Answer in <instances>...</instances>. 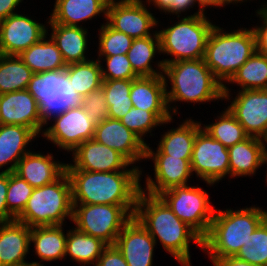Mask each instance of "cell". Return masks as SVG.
Listing matches in <instances>:
<instances>
[{"instance_id":"cell-22","label":"cell","mask_w":267,"mask_h":266,"mask_svg":"<svg viewBox=\"0 0 267 266\" xmlns=\"http://www.w3.org/2000/svg\"><path fill=\"white\" fill-rule=\"evenodd\" d=\"M52 160L53 156L51 154L45 156L29 151L19 160L14 173L33 188L50 184L65 172L66 167V164Z\"/></svg>"},{"instance_id":"cell-50","label":"cell","mask_w":267,"mask_h":266,"mask_svg":"<svg viewBox=\"0 0 267 266\" xmlns=\"http://www.w3.org/2000/svg\"><path fill=\"white\" fill-rule=\"evenodd\" d=\"M195 2V0H177L176 14L181 13V11H186V9L192 7Z\"/></svg>"},{"instance_id":"cell-29","label":"cell","mask_w":267,"mask_h":266,"mask_svg":"<svg viewBox=\"0 0 267 266\" xmlns=\"http://www.w3.org/2000/svg\"><path fill=\"white\" fill-rule=\"evenodd\" d=\"M66 241L62 225L31 228L30 242L34 243L35 253L42 261H54L66 256Z\"/></svg>"},{"instance_id":"cell-28","label":"cell","mask_w":267,"mask_h":266,"mask_svg":"<svg viewBox=\"0 0 267 266\" xmlns=\"http://www.w3.org/2000/svg\"><path fill=\"white\" fill-rule=\"evenodd\" d=\"M44 36L39 42L22 51L19 58L32 70L33 73L64 70L67 65L56 43Z\"/></svg>"},{"instance_id":"cell-34","label":"cell","mask_w":267,"mask_h":266,"mask_svg":"<svg viewBox=\"0 0 267 266\" xmlns=\"http://www.w3.org/2000/svg\"><path fill=\"white\" fill-rule=\"evenodd\" d=\"M108 245L101 239L82 233L74 228L68 231L66 241L67 254L75 261L85 264H95L103 250Z\"/></svg>"},{"instance_id":"cell-31","label":"cell","mask_w":267,"mask_h":266,"mask_svg":"<svg viewBox=\"0 0 267 266\" xmlns=\"http://www.w3.org/2000/svg\"><path fill=\"white\" fill-rule=\"evenodd\" d=\"M100 60L86 61L67 65L64 69L69 85L81 99L102 87V66Z\"/></svg>"},{"instance_id":"cell-49","label":"cell","mask_w":267,"mask_h":266,"mask_svg":"<svg viewBox=\"0 0 267 266\" xmlns=\"http://www.w3.org/2000/svg\"><path fill=\"white\" fill-rule=\"evenodd\" d=\"M154 2V5L165 13H176L177 0H147V2Z\"/></svg>"},{"instance_id":"cell-1","label":"cell","mask_w":267,"mask_h":266,"mask_svg":"<svg viewBox=\"0 0 267 266\" xmlns=\"http://www.w3.org/2000/svg\"><path fill=\"white\" fill-rule=\"evenodd\" d=\"M65 172L71 183L73 204L136 206L142 189L141 171L136 166L113 172L78 169H65Z\"/></svg>"},{"instance_id":"cell-20","label":"cell","mask_w":267,"mask_h":266,"mask_svg":"<svg viewBox=\"0 0 267 266\" xmlns=\"http://www.w3.org/2000/svg\"><path fill=\"white\" fill-rule=\"evenodd\" d=\"M114 245L128 266H152L156 241L134 216L125 224Z\"/></svg>"},{"instance_id":"cell-24","label":"cell","mask_w":267,"mask_h":266,"mask_svg":"<svg viewBox=\"0 0 267 266\" xmlns=\"http://www.w3.org/2000/svg\"><path fill=\"white\" fill-rule=\"evenodd\" d=\"M264 141L266 140L249 136L242 142L228 148L231 177L250 176L255 174L258 167L266 163Z\"/></svg>"},{"instance_id":"cell-15","label":"cell","mask_w":267,"mask_h":266,"mask_svg":"<svg viewBox=\"0 0 267 266\" xmlns=\"http://www.w3.org/2000/svg\"><path fill=\"white\" fill-rule=\"evenodd\" d=\"M146 158L154 160V180H156L147 177V194L158 196L173 187L188 185L186 182L192 174L191 159L165 155L159 148L154 153L148 145H146Z\"/></svg>"},{"instance_id":"cell-16","label":"cell","mask_w":267,"mask_h":266,"mask_svg":"<svg viewBox=\"0 0 267 266\" xmlns=\"http://www.w3.org/2000/svg\"><path fill=\"white\" fill-rule=\"evenodd\" d=\"M46 27L21 14L0 21V54L19 55L48 33Z\"/></svg>"},{"instance_id":"cell-5","label":"cell","mask_w":267,"mask_h":266,"mask_svg":"<svg viewBox=\"0 0 267 266\" xmlns=\"http://www.w3.org/2000/svg\"><path fill=\"white\" fill-rule=\"evenodd\" d=\"M215 26L211 29L204 55V61L215 78L230 81L238 69L256 52L253 29H238L224 33ZM223 79V80H222Z\"/></svg>"},{"instance_id":"cell-27","label":"cell","mask_w":267,"mask_h":266,"mask_svg":"<svg viewBox=\"0 0 267 266\" xmlns=\"http://www.w3.org/2000/svg\"><path fill=\"white\" fill-rule=\"evenodd\" d=\"M52 27L51 37L56 43L66 65L89 61L85 56L87 31L81 26H65L48 21Z\"/></svg>"},{"instance_id":"cell-4","label":"cell","mask_w":267,"mask_h":266,"mask_svg":"<svg viewBox=\"0 0 267 266\" xmlns=\"http://www.w3.org/2000/svg\"><path fill=\"white\" fill-rule=\"evenodd\" d=\"M266 218V211L251 207L237 211L214 213L208 234L203 238V250L207 249L211 261L236 256L249 235Z\"/></svg>"},{"instance_id":"cell-48","label":"cell","mask_w":267,"mask_h":266,"mask_svg":"<svg viewBox=\"0 0 267 266\" xmlns=\"http://www.w3.org/2000/svg\"><path fill=\"white\" fill-rule=\"evenodd\" d=\"M213 264L215 266H257L235 256L218 258L213 262Z\"/></svg>"},{"instance_id":"cell-36","label":"cell","mask_w":267,"mask_h":266,"mask_svg":"<svg viewBox=\"0 0 267 266\" xmlns=\"http://www.w3.org/2000/svg\"><path fill=\"white\" fill-rule=\"evenodd\" d=\"M243 90L267 89V57L255 52L229 81Z\"/></svg>"},{"instance_id":"cell-10","label":"cell","mask_w":267,"mask_h":266,"mask_svg":"<svg viewBox=\"0 0 267 266\" xmlns=\"http://www.w3.org/2000/svg\"><path fill=\"white\" fill-rule=\"evenodd\" d=\"M158 196L202 238L208 234L216 210L210 206L207 192L185 185L168 189Z\"/></svg>"},{"instance_id":"cell-18","label":"cell","mask_w":267,"mask_h":266,"mask_svg":"<svg viewBox=\"0 0 267 266\" xmlns=\"http://www.w3.org/2000/svg\"><path fill=\"white\" fill-rule=\"evenodd\" d=\"M0 118L5 125L28 127L36 135L44 125L39 104L27 89L0 95Z\"/></svg>"},{"instance_id":"cell-56","label":"cell","mask_w":267,"mask_h":266,"mask_svg":"<svg viewBox=\"0 0 267 266\" xmlns=\"http://www.w3.org/2000/svg\"><path fill=\"white\" fill-rule=\"evenodd\" d=\"M3 125L2 121H1V118H0V127Z\"/></svg>"},{"instance_id":"cell-55","label":"cell","mask_w":267,"mask_h":266,"mask_svg":"<svg viewBox=\"0 0 267 266\" xmlns=\"http://www.w3.org/2000/svg\"><path fill=\"white\" fill-rule=\"evenodd\" d=\"M267 12V5L265 7H262Z\"/></svg>"},{"instance_id":"cell-43","label":"cell","mask_w":267,"mask_h":266,"mask_svg":"<svg viewBox=\"0 0 267 266\" xmlns=\"http://www.w3.org/2000/svg\"><path fill=\"white\" fill-rule=\"evenodd\" d=\"M80 105L86 110L88 117L96 124L108 118L109 107L102 87L83 96L80 99Z\"/></svg>"},{"instance_id":"cell-19","label":"cell","mask_w":267,"mask_h":266,"mask_svg":"<svg viewBox=\"0 0 267 266\" xmlns=\"http://www.w3.org/2000/svg\"><path fill=\"white\" fill-rule=\"evenodd\" d=\"M93 139L118 151L131 164L145 158L147 144L120 120L107 118L97 123Z\"/></svg>"},{"instance_id":"cell-9","label":"cell","mask_w":267,"mask_h":266,"mask_svg":"<svg viewBox=\"0 0 267 266\" xmlns=\"http://www.w3.org/2000/svg\"><path fill=\"white\" fill-rule=\"evenodd\" d=\"M27 90L39 104L44 124H47L51 117L80 104V99L69 85L64 70L33 73Z\"/></svg>"},{"instance_id":"cell-11","label":"cell","mask_w":267,"mask_h":266,"mask_svg":"<svg viewBox=\"0 0 267 266\" xmlns=\"http://www.w3.org/2000/svg\"><path fill=\"white\" fill-rule=\"evenodd\" d=\"M53 120L55 124L47 128L43 135L62 149L73 152L94 137L96 123L80 104L54 116Z\"/></svg>"},{"instance_id":"cell-53","label":"cell","mask_w":267,"mask_h":266,"mask_svg":"<svg viewBox=\"0 0 267 266\" xmlns=\"http://www.w3.org/2000/svg\"><path fill=\"white\" fill-rule=\"evenodd\" d=\"M14 266H43L37 262H32V263H27V262H24V263H21V264H16Z\"/></svg>"},{"instance_id":"cell-54","label":"cell","mask_w":267,"mask_h":266,"mask_svg":"<svg viewBox=\"0 0 267 266\" xmlns=\"http://www.w3.org/2000/svg\"><path fill=\"white\" fill-rule=\"evenodd\" d=\"M265 162H267V149H266V155H265ZM267 176V175H266ZM267 180V179H266Z\"/></svg>"},{"instance_id":"cell-2","label":"cell","mask_w":267,"mask_h":266,"mask_svg":"<svg viewBox=\"0 0 267 266\" xmlns=\"http://www.w3.org/2000/svg\"><path fill=\"white\" fill-rule=\"evenodd\" d=\"M133 216L155 241L158 236L164 250L183 266H191L189 241L193 240L203 248V238L181 221L159 196L145 194L141 189Z\"/></svg>"},{"instance_id":"cell-45","label":"cell","mask_w":267,"mask_h":266,"mask_svg":"<svg viewBox=\"0 0 267 266\" xmlns=\"http://www.w3.org/2000/svg\"><path fill=\"white\" fill-rule=\"evenodd\" d=\"M257 14L263 19L261 27L252 28L255 35L256 52L267 57V12L261 8Z\"/></svg>"},{"instance_id":"cell-51","label":"cell","mask_w":267,"mask_h":266,"mask_svg":"<svg viewBox=\"0 0 267 266\" xmlns=\"http://www.w3.org/2000/svg\"><path fill=\"white\" fill-rule=\"evenodd\" d=\"M195 1L199 4L202 12H204V8L202 7L206 8V6H212V5L213 7L214 6L218 7V0H195Z\"/></svg>"},{"instance_id":"cell-33","label":"cell","mask_w":267,"mask_h":266,"mask_svg":"<svg viewBox=\"0 0 267 266\" xmlns=\"http://www.w3.org/2000/svg\"><path fill=\"white\" fill-rule=\"evenodd\" d=\"M153 36L154 37L147 36L134 39L132 46L127 52L128 60L131 63L134 73L138 77L163 75L162 72H157L150 65L152 58L157 52L156 50H158L159 52L161 50L158 32H155Z\"/></svg>"},{"instance_id":"cell-14","label":"cell","mask_w":267,"mask_h":266,"mask_svg":"<svg viewBox=\"0 0 267 266\" xmlns=\"http://www.w3.org/2000/svg\"><path fill=\"white\" fill-rule=\"evenodd\" d=\"M228 110L249 136L267 139V89L241 90Z\"/></svg>"},{"instance_id":"cell-6","label":"cell","mask_w":267,"mask_h":266,"mask_svg":"<svg viewBox=\"0 0 267 266\" xmlns=\"http://www.w3.org/2000/svg\"><path fill=\"white\" fill-rule=\"evenodd\" d=\"M73 217L71 183L66 172L54 182L34 188L23 212L15 219L30 228L63 225Z\"/></svg>"},{"instance_id":"cell-40","label":"cell","mask_w":267,"mask_h":266,"mask_svg":"<svg viewBox=\"0 0 267 266\" xmlns=\"http://www.w3.org/2000/svg\"><path fill=\"white\" fill-rule=\"evenodd\" d=\"M99 57L127 54L133 38L111 28L107 23L101 26L99 34Z\"/></svg>"},{"instance_id":"cell-38","label":"cell","mask_w":267,"mask_h":266,"mask_svg":"<svg viewBox=\"0 0 267 266\" xmlns=\"http://www.w3.org/2000/svg\"><path fill=\"white\" fill-rule=\"evenodd\" d=\"M235 257L257 266H267V218L249 235Z\"/></svg>"},{"instance_id":"cell-7","label":"cell","mask_w":267,"mask_h":266,"mask_svg":"<svg viewBox=\"0 0 267 266\" xmlns=\"http://www.w3.org/2000/svg\"><path fill=\"white\" fill-rule=\"evenodd\" d=\"M213 27L199 9L197 13L182 18L174 26L158 31L160 52L174 56L171 60L160 61L158 67L163 71L164 65L170 62L204 58L206 42Z\"/></svg>"},{"instance_id":"cell-3","label":"cell","mask_w":267,"mask_h":266,"mask_svg":"<svg viewBox=\"0 0 267 266\" xmlns=\"http://www.w3.org/2000/svg\"><path fill=\"white\" fill-rule=\"evenodd\" d=\"M164 75L170 80L172 89L167 92L168 108L170 102H208L229 99V89L213 75L204 59H190L170 62L164 65Z\"/></svg>"},{"instance_id":"cell-47","label":"cell","mask_w":267,"mask_h":266,"mask_svg":"<svg viewBox=\"0 0 267 266\" xmlns=\"http://www.w3.org/2000/svg\"><path fill=\"white\" fill-rule=\"evenodd\" d=\"M23 0H0V21L16 14L13 12L18 4Z\"/></svg>"},{"instance_id":"cell-46","label":"cell","mask_w":267,"mask_h":266,"mask_svg":"<svg viewBox=\"0 0 267 266\" xmlns=\"http://www.w3.org/2000/svg\"><path fill=\"white\" fill-rule=\"evenodd\" d=\"M8 190V173L0 172V224L14 221L15 219L8 213L6 195Z\"/></svg>"},{"instance_id":"cell-42","label":"cell","mask_w":267,"mask_h":266,"mask_svg":"<svg viewBox=\"0 0 267 266\" xmlns=\"http://www.w3.org/2000/svg\"><path fill=\"white\" fill-rule=\"evenodd\" d=\"M106 57L107 68H102L103 80L116 79H136L138 76L134 73L131 63L128 60L127 54L104 56ZM104 69V70H103ZM107 70V71H105Z\"/></svg>"},{"instance_id":"cell-41","label":"cell","mask_w":267,"mask_h":266,"mask_svg":"<svg viewBox=\"0 0 267 266\" xmlns=\"http://www.w3.org/2000/svg\"><path fill=\"white\" fill-rule=\"evenodd\" d=\"M121 123L136 134L143 142L142 136L153 127L163 122L151 111L132 107L124 117L120 119Z\"/></svg>"},{"instance_id":"cell-25","label":"cell","mask_w":267,"mask_h":266,"mask_svg":"<svg viewBox=\"0 0 267 266\" xmlns=\"http://www.w3.org/2000/svg\"><path fill=\"white\" fill-rule=\"evenodd\" d=\"M36 136L28 127L5 124L0 127V168L7 165L8 162H13L2 172L15 171L19 160L29 153L25 149L26 145Z\"/></svg>"},{"instance_id":"cell-35","label":"cell","mask_w":267,"mask_h":266,"mask_svg":"<svg viewBox=\"0 0 267 266\" xmlns=\"http://www.w3.org/2000/svg\"><path fill=\"white\" fill-rule=\"evenodd\" d=\"M133 80H103L102 89L109 107L108 118L120 120L132 108L130 89Z\"/></svg>"},{"instance_id":"cell-32","label":"cell","mask_w":267,"mask_h":266,"mask_svg":"<svg viewBox=\"0 0 267 266\" xmlns=\"http://www.w3.org/2000/svg\"><path fill=\"white\" fill-rule=\"evenodd\" d=\"M32 75L18 55L0 54V95L27 89Z\"/></svg>"},{"instance_id":"cell-30","label":"cell","mask_w":267,"mask_h":266,"mask_svg":"<svg viewBox=\"0 0 267 266\" xmlns=\"http://www.w3.org/2000/svg\"><path fill=\"white\" fill-rule=\"evenodd\" d=\"M201 129V123L194 122L192 119L185 120L178 128L164 134L158 148L165 155L191 159L194 140Z\"/></svg>"},{"instance_id":"cell-44","label":"cell","mask_w":267,"mask_h":266,"mask_svg":"<svg viewBox=\"0 0 267 266\" xmlns=\"http://www.w3.org/2000/svg\"><path fill=\"white\" fill-rule=\"evenodd\" d=\"M95 266H128V264L115 245H108L103 250Z\"/></svg>"},{"instance_id":"cell-37","label":"cell","mask_w":267,"mask_h":266,"mask_svg":"<svg viewBox=\"0 0 267 266\" xmlns=\"http://www.w3.org/2000/svg\"><path fill=\"white\" fill-rule=\"evenodd\" d=\"M218 119L216 123L207 126L204 125L203 130L212 138L221 142L226 148L234 146L236 143L242 142L249 137L243 126L228 109Z\"/></svg>"},{"instance_id":"cell-12","label":"cell","mask_w":267,"mask_h":266,"mask_svg":"<svg viewBox=\"0 0 267 266\" xmlns=\"http://www.w3.org/2000/svg\"><path fill=\"white\" fill-rule=\"evenodd\" d=\"M190 162L192 172L209 185L230 174L228 148L203 128L196 134Z\"/></svg>"},{"instance_id":"cell-26","label":"cell","mask_w":267,"mask_h":266,"mask_svg":"<svg viewBox=\"0 0 267 266\" xmlns=\"http://www.w3.org/2000/svg\"><path fill=\"white\" fill-rule=\"evenodd\" d=\"M110 0H56L50 21L65 26H78V22L91 19L99 13L106 16Z\"/></svg>"},{"instance_id":"cell-13","label":"cell","mask_w":267,"mask_h":266,"mask_svg":"<svg viewBox=\"0 0 267 266\" xmlns=\"http://www.w3.org/2000/svg\"><path fill=\"white\" fill-rule=\"evenodd\" d=\"M114 1H109L105 17L111 28L133 39L151 36L150 28H154L158 21L141 0Z\"/></svg>"},{"instance_id":"cell-17","label":"cell","mask_w":267,"mask_h":266,"mask_svg":"<svg viewBox=\"0 0 267 266\" xmlns=\"http://www.w3.org/2000/svg\"><path fill=\"white\" fill-rule=\"evenodd\" d=\"M72 164L65 169H78L92 172H113L125 170L131 163L118 151L90 139L79 145L73 152Z\"/></svg>"},{"instance_id":"cell-8","label":"cell","mask_w":267,"mask_h":266,"mask_svg":"<svg viewBox=\"0 0 267 266\" xmlns=\"http://www.w3.org/2000/svg\"><path fill=\"white\" fill-rule=\"evenodd\" d=\"M135 207L73 204L72 221L78 231L99 238L107 245H114L125 224L133 217Z\"/></svg>"},{"instance_id":"cell-23","label":"cell","mask_w":267,"mask_h":266,"mask_svg":"<svg viewBox=\"0 0 267 266\" xmlns=\"http://www.w3.org/2000/svg\"><path fill=\"white\" fill-rule=\"evenodd\" d=\"M31 228L17 220L0 224V266H14L26 262Z\"/></svg>"},{"instance_id":"cell-52","label":"cell","mask_w":267,"mask_h":266,"mask_svg":"<svg viewBox=\"0 0 267 266\" xmlns=\"http://www.w3.org/2000/svg\"><path fill=\"white\" fill-rule=\"evenodd\" d=\"M233 1H234L235 3H236V2L238 3V2H240V1L243 2V0H218V6H223V5L225 6L226 4L232 3ZM225 3H226V4H225Z\"/></svg>"},{"instance_id":"cell-39","label":"cell","mask_w":267,"mask_h":266,"mask_svg":"<svg viewBox=\"0 0 267 266\" xmlns=\"http://www.w3.org/2000/svg\"><path fill=\"white\" fill-rule=\"evenodd\" d=\"M33 187L14 172L8 173L6 203L8 213L16 219L24 210Z\"/></svg>"},{"instance_id":"cell-21","label":"cell","mask_w":267,"mask_h":266,"mask_svg":"<svg viewBox=\"0 0 267 266\" xmlns=\"http://www.w3.org/2000/svg\"><path fill=\"white\" fill-rule=\"evenodd\" d=\"M166 81L164 75L134 79L130 89L132 107L153 112L163 123L172 121L166 99Z\"/></svg>"}]
</instances>
